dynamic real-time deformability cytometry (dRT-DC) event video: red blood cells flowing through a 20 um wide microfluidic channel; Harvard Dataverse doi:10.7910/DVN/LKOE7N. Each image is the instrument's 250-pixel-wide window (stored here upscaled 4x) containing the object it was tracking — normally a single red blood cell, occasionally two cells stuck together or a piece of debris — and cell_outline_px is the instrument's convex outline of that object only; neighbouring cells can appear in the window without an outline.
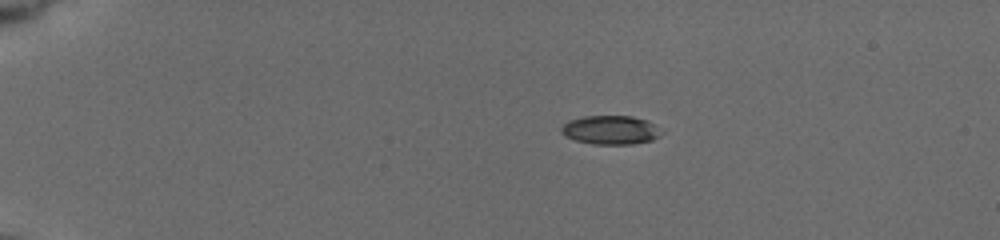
{"species": "common noctule bat (a hibernating species)", "species_latin": "Nyctalus noctula", "temperature_condition": "cold", "stored_images_in_passage": 35, "camera_frame_rate_fps": 3000, "um_per_image_px": 0.085, "animal": {"sex": "female", "body_mass_g": 19.5, "forearm_length_mm": 54.1}, "frame": {"image": 1, "passage_image": 1, "time_ms": 0.0, "image_size_px": [1000, 240], "cell_outline_px": [[664, 132], [660, 136], [652, 140], [632, 144], [592, 144], [576, 140], [564, 136], [560, 132], [560, 128], [568, 120], [584, 116], [632, 116], [656, 124], [664, 128]], "centroid_in_image_um": [51.93, 11.05], "position_along_channel_um": 33.1, "area_um2": 17.11}}
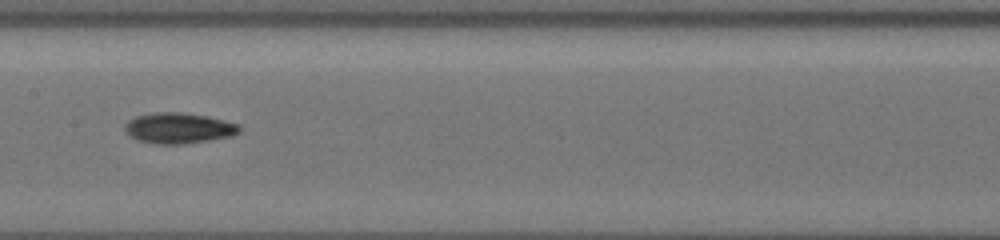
{"frame": {"image": 2, "passage_image": 18, "time_ms": 6.333, "image_size_px": [1000, 240], "cell_outline_px": [[240, 132], [232, 136], [184, 144], [160, 144], [140, 140], [132, 136], [124, 128], [124, 124], [128, 120], [136, 116], [156, 112], [180, 112], [204, 116], [240, 124]], "centroid_in_image_um": [15.2, 10.88], "position_along_channel_um": 192.2, "area_um2": 20.17}}
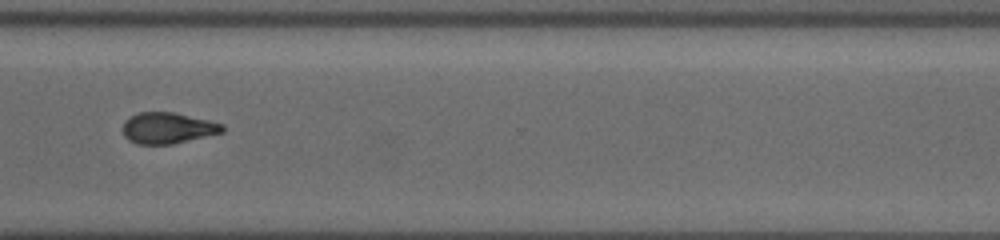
{"frame": {"image": 3, "passage_image": 34, "time_ms": 10.667, "image_size_px": [1000, 240], "cell_outline_px": [[224, 132], [172, 144], [136, 144], [128, 140], [124, 136], [124, 120], [140, 112], [172, 112], [208, 120], [224, 124]], "centroid_in_image_um": [14.26, 10.89], "position_along_channel_um": 356.3, "area_um2": 17.92}}